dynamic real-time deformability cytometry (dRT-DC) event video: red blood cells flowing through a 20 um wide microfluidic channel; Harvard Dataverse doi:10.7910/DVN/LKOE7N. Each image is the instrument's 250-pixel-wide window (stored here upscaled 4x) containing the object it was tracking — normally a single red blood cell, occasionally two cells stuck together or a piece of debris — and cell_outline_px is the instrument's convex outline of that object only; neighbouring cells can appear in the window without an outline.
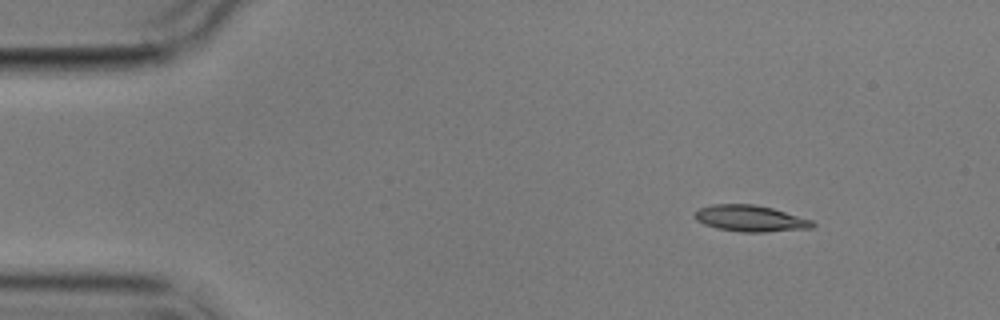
{"species": "common noctule bat (a hibernating species)", "species_latin": "Nyctalus noctula", "temperature_condition": "cold", "stored_images_in_passage": 4, "camera_frame_rate_fps": 3000, "um_per_image_px": 0.085, "animal": {"sex": "male", "body_mass_g": 17.9}, "frame": {"image": 1, "passage_image": 1, "time_ms": 0.0, "image_size_px": [1000, 320], "cell_outline_px": [[816, 224], [812, 228], [764, 232], [740, 232], [716, 228], [704, 224], [696, 220], [692, 216], [692, 212], [696, 208], [712, 204], [756, 204], [772, 208], [812, 220]], "centroid_in_image_um": [63.7, 18.56], "position_along_channel_um": 21.3, "area_um2": 18.32}}